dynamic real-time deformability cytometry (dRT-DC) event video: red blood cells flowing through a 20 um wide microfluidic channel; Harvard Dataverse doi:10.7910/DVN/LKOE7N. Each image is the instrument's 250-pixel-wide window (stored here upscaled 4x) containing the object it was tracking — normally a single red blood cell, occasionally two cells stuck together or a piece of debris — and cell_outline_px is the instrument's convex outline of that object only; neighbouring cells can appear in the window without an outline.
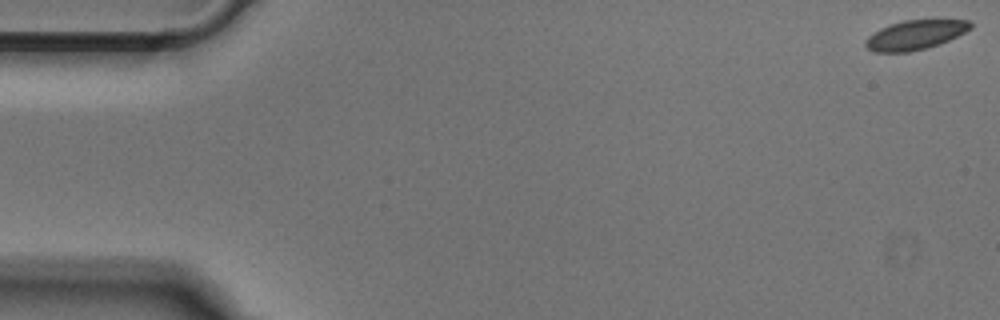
{"species": "Egyptian fruit bat (a non-hibernating species)", "species_latin": "Rousettus aegyptiacus", "temperature_condition": "cold", "stored_images_in_passage": 50, "camera_frame_rate_fps": 3000, "um_per_image_px": 0.085, "animal": {"sex": "male"}, "frame": {"image": 1, "passage_image": 1, "time_ms": 0.0, "image_size_px": [1000, 320], "cell_outline_px": [[972, 28], [940, 44], [908, 52], [872, 52], [864, 44], [864, 40], [868, 36], [880, 28], [904, 20], [972, 20]], "centroid_in_image_um": [77.77, 2.97], "position_along_channel_um": 7.2, "area_um2": 17.86}}
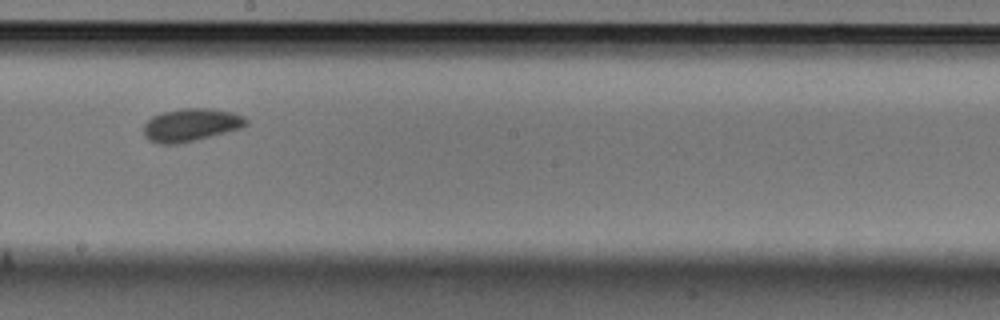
{"frame": {"image": 2, "passage_image": 29, "time_ms": 9.333, "image_size_px": [1000, 320], "cell_outline_px": [[248, 124], [240, 128], [176, 144], [156, 144], [148, 140], [144, 136], [144, 124], [152, 116], [160, 112], [180, 108], [212, 108], [232, 112], [244, 116], [248, 120]], "centroid_in_image_um": [16.19, 10.6], "position_along_channel_um": 232.0, "area_um2": 19.59}}
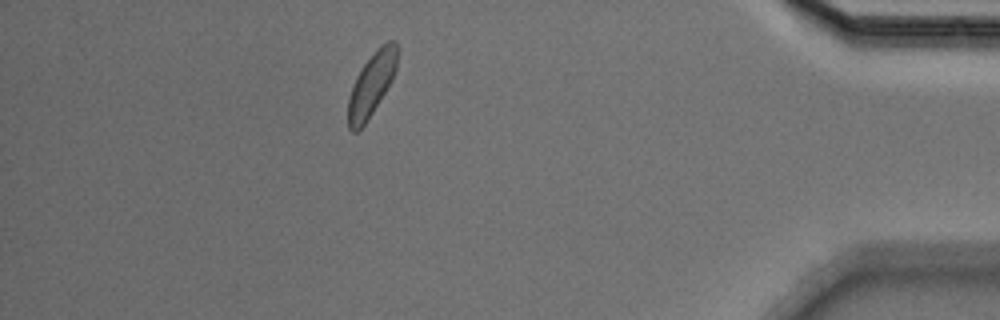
{"frame": {"image": 3, "passage_image": 46, "time_ms": 15.0, "image_size_px": [1000, 320], "cell_outline_px": [[396, 68], [392, 80], [372, 112], [364, 124], [356, 132], [352, 132], [348, 128], [348, 96], [352, 84], [356, 76], [372, 52], [380, 44], [388, 40], [392, 40], [396, 44]], "centroid_in_image_um": [31.55, 7.15], "position_along_channel_um": 403.7, "area_um2": 17.92}}